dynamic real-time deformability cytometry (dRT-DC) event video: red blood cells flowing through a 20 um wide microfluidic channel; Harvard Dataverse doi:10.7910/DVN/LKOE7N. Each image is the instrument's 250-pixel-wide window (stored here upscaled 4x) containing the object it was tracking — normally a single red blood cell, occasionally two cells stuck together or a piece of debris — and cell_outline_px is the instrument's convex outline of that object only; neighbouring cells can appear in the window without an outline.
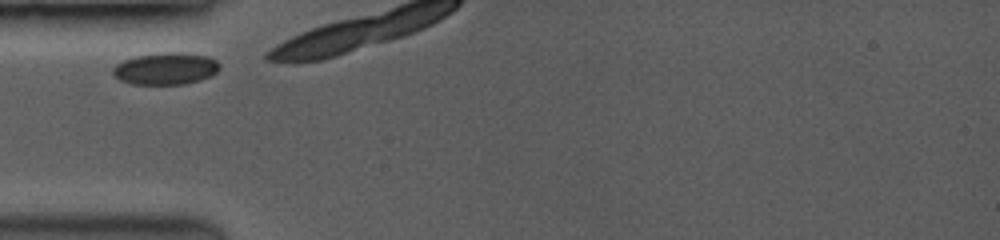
{"species": "common noctule bat (a hibernating species)", "species_latin": "Nyctalus noctula", "temperature_condition": "room temperature", "stored_images_in_passage": 3, "camera_frame_rate_fps": 3500, "um_per_image_px": 0.085, "animal": {"sex": "female", "body_mass_g": 19.0, "forearm_length_mm": 53.3}, "frame": {"image": 1, "passage_image": 1, "time_ms": 0.0, "image_size_px": [1000, 240], "cell_outline_px": [[220, 68], [212, 76], [200, 80], [184, 84], [132, 84], [120, 80], [112, 72], [112, 68], [116, 64], [124, 60], [136, 56], [168, 52], [180, 52], [208, 56], [216, 60], [220, 64]], "centroid_in_image_um": [14.11, 5.83], "position_along_channel_um": 70.9, "area_um2": 19.88}}